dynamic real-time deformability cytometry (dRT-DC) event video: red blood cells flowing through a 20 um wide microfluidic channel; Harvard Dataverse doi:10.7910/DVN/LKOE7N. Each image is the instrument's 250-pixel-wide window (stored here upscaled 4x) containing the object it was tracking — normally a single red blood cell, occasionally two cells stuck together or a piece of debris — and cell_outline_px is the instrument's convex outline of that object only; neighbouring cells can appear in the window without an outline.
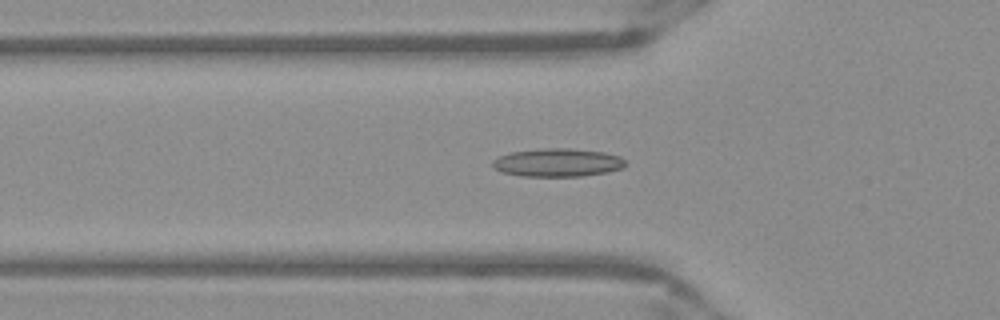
{"species": "Egyptian fruit bat (a non-hibernating species)", "species_latin": "Rousettus aegyptiacus", "temperature_condition": "warm", "stored_images_in_passage": 52, "camera_frame_rate_fps": 3000, "um_per_image_px": 0.085, "frame": {"image": 1, "passage_image": 17, "time_ms": 5.333, "image_size_px": [1000, 320], "cell_outline_px": [[628, 164], [624, 168], [608, 172], [580, 176], [520, 176], [500, 172], [492, 168], [492, 160], [500, 156], [512, 152], [544, 148], [572, 148], [604, 152], [620, 156]], "centroid_in_image_um": [47.41, 13.82], "position_along_channel_um": 78.4, "area_um2": 22.08}}
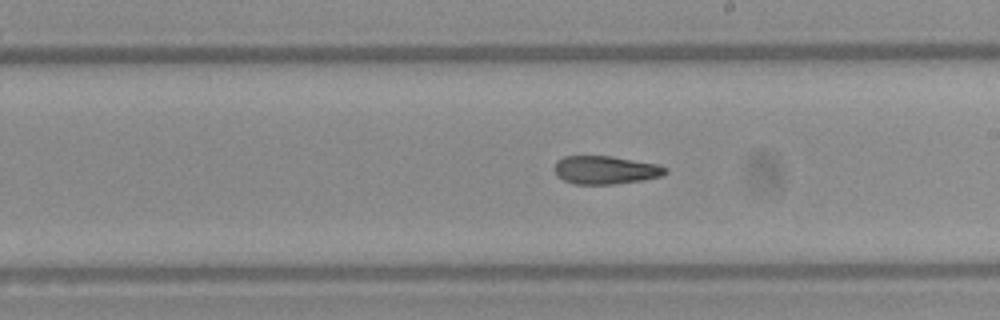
{"frame": {"image": 2, "passage_image": 29, "time_ms": 9.333, "image_size_px": [1000, 320], "cell_outline_px": [[668, 172], [664, 176], [644, 180], [616, 184], [572, 184], [556, 176], [556, 160], [564, 156], [612, 156], [656, 164], [668, 168]], "centroid_in_image_um": [51.49, 14.46], "position_along_channel_um": 237.5, "area_um2": 18.38}}
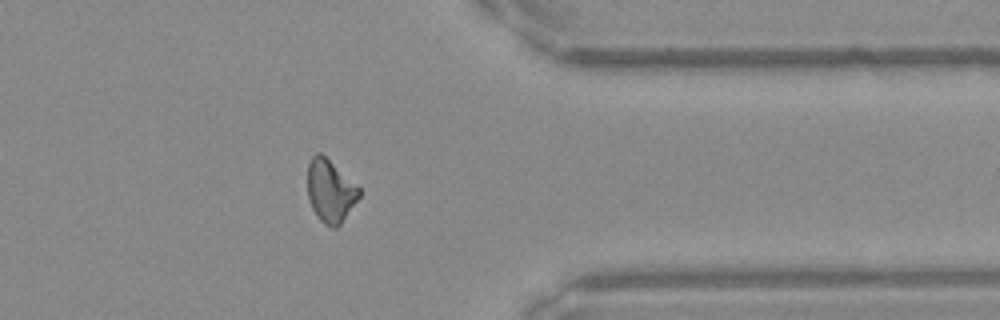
{"frame": {"image": 3, "passage_image": 41, "time_ms": 13.333, "image_size_px": [1000, 320], "cell_outline_px": [[360, 196], [340, 224], [336, 228], [332, 228], [324, 224], [316, 216], [308, 200], [308, 164], [312, 156], [316, 152], [320, 152], [360, 188]], "centroid_in_image_um": [28.05, 16.24], "position_along_channel_um": 383.3, "area_um2": 18.67}, "authors_computed_cell_mechanics": {"area_um2": 19.074, "velocity_mm_per_s": 3.9434, "shape_relaxation_time_tau1_ms": null, "shape_relaxation_time_tau2_ms": 2.277, "deformation_change_tau1": null, "deformation_change_tau2": 0.1006}}